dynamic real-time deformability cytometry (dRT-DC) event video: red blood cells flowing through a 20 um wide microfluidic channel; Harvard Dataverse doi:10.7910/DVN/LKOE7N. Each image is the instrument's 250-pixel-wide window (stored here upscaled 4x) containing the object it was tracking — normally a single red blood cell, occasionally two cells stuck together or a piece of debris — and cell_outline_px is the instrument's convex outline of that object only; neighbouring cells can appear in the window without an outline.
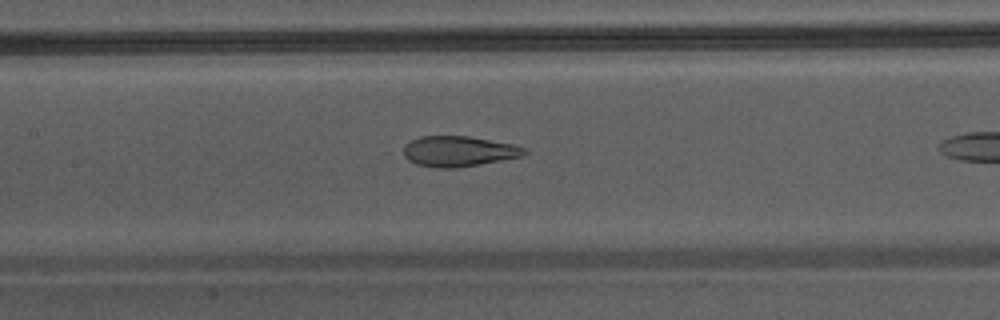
{"species": "Egyptian fruit bat (a non-hibernating species)", "species_latin": "Rousettus aegyptiacus", "temperature_condition": "warm", "stored_images_in_passage": 21, "camera_frame_rate_fps": 3000, "um_per_image_px": 0.085, "animal": {"sex": "male"}, "frame": {"image": 1, "passage_image": 9, "time_ms": 2.667, "image_size_px": [1000, 320], "cell_outline_px": [[528, 152], [524, 156], [452, 168], [436, 168], [416, 164], [408, 160], [404, 156], [404, 148], [412, 140], [420, 136], [468, 136], [512, 144], [524, 148]], "centroid_in_image_um": [38.97, 12.86], "position_along_channel_um": 168.4, "area_um2": 21.1}}
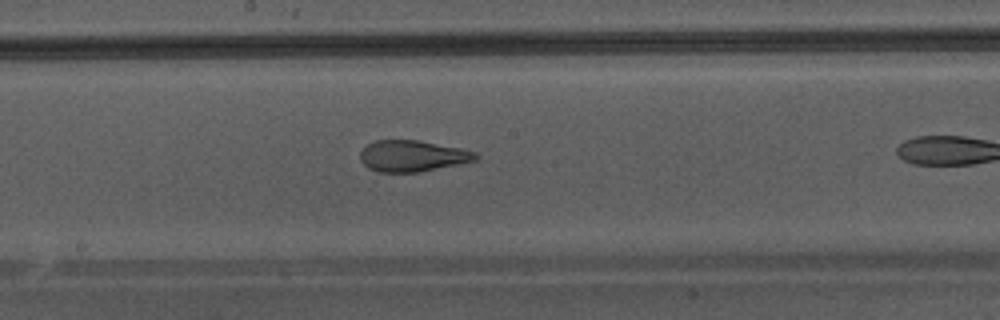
{"frame": {"image": 2, "passage_image": 12, "time_ms": 3.667, "image_size_px": [1000, 320], "cell_outline_px": [[480, 156], [476, 160], [420, 172], [380, 172], [368, 168], [360, 160], [360, 152], [368, 144], [376, 140], [416, 140], [460, 148], [476, 152]], "centroid_in_image_um": [35.05, 13.26], "position_along_channel_um": 213.1, "area_um2": 20.87}}